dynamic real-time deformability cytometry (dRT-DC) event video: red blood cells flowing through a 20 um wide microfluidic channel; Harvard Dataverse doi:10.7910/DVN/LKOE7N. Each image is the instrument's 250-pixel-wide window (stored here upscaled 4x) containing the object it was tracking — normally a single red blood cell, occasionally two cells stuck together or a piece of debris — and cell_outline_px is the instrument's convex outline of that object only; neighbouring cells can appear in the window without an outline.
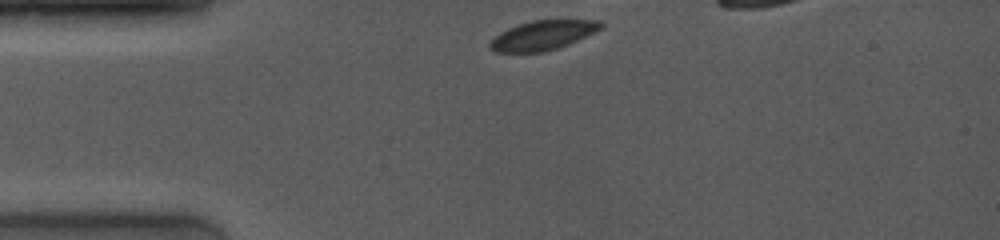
{"species": "common noctule bat (a hibernating species)", "species_latin": "Nyctalus noctula", "temperature_condition": "room temperature", "stored_images_in_passage": 51, "camera_frame_rate_fps": 4000, "um_per_image_px": 0.085, "animal": {"sex": "female", "body_mass_g": 19.0, "forearm_length_mm": 53.3}, "frame": {"image": 1, "passage_image": 1, "time_ms": 0.0, "image_size_px": [1000, 240], "cell_outline_px": [[604, 28], [596, 32], [568, 44], [544, 52], [496, 52], [488, 48], [488, 44], [492, 36], [508, 28], [532, 20], [600, 20], [604, 24]], "centroid_in_image_um": [46.12, 3.0], "position_along_channel_um": 38.9, "area_um2": 19.19}}
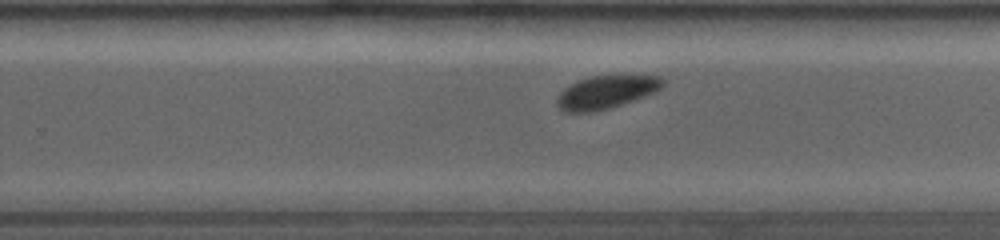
{"frame": {"image": 2, "passage_image": 36, "time_ms": 6.75, "image_size_px": [1000, 240], "cell_outline_px": [[664, 84], [660, 88], [644, 96], [608, 108], [592, 112], [564, 112], [556, 104], [556, 96], [564, 88], [588, 76], [660, 76], [664, 80]], "centroid_in_image_um": [51.46, 7.83], "position_along_channel_um": 278.3, "area_um2": 19.94}}
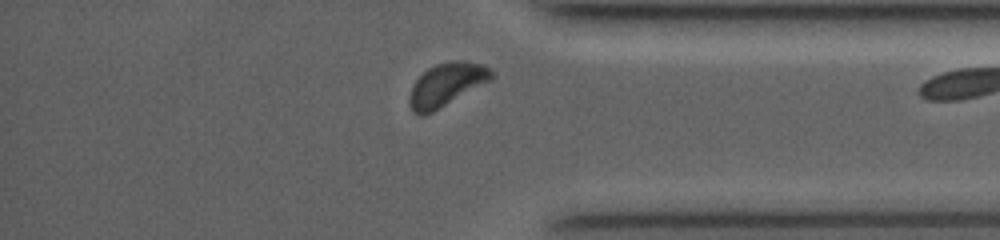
{"frame": {"image": 3, "passage_image": 50, "time_ms": 9.75, "image_size_px": [1000, 240], "cell_outline_px": [[492, 80], [432, 112], [424, 116], [420, 116], [412, 112], [408, 104], [408, 96], [412, 84], [428, 68], [436, 64], [452, 60], [464, 60], [480, 64], [488, 68], [492, 72]], "centroid_in_image_um": [37.9, 7.21], "position_along_channel_um": 397.3, "area_um2": 20.69}}